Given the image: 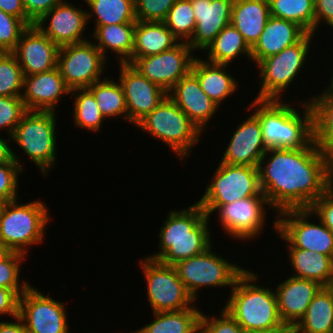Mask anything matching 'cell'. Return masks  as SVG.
I'll return each instance as SVG.
<instances>
[{"mask_svg":"<svg viewBox=\"0 0 333 333\" xmlns=\"http://www.w3.org/2000/svg\"><path fill=\"white\" fill-rule=\"evenodd\" d=\"M322 88L306 99L313 112V140L333 165V83Z\"/></svg>","mask_w":333,"mask_h":333,"instance_id":"obj_29","label":"cell"},{"mask_svg":"<svg viewBox=\"0 0 333 333\" xmlns=\"http://www.w3.org/2000/svg\"><path fill=\"white\" fill-rule=\"evenodd\" d=\"M177 0H134L137 21L163 22Z\"/></svg>","mask_w":333,"mask_h":333,"instance_id":"obj_46","label":"cell"},{"mask_svg":"<svg viewBox=\"0 0 333 333\" xmlns=\"http://www.w3.org/2000/svg\"><path fill=\"white\" fill-rule=\"evenodd\" d=\"M287 249L292 275L318 282L323 287L333 285V258L307 249Z\"/></svg>","mask_w":333,"mask_h":333,"instance_id":"obj_30","label":"cell"},{"mask_svg":"<svg viewBox=\"0 0 333 333\" xmlns=\"http://www.w3.org/2000/svg\"><path fill=\"white\" fill-rule=\"evenodd\" d=\"M230 65L212 63L195 57L191 73L198 79L204 93L219 107L239 90L238 79L230 73Z\"/></svg>","mask_w":333,"mask_h":333,"instance_id":"obj_25","label":"cell"},{"mask_svg":"<svg viewBox=\"0 0 333 333\" xmlns=\"http://www.w3.org/2000/svg\"><path fill=\"white\" fill-rule=\"evenodd\" d=\"M27 27L21 19L0 9V53L12 52Z\"/></svg>","mask_w":333,"mask_h":333,"instance_id":"obj_43","label":"cell"},{"mask_svg":"<svg viewBox=\"0 0 333 333\" xmlns=\"http://www.w3.org/2000/svg\"><path fill=\"white\" fill-rule=\"evenodd\" d=\"M4 204H5V201L0 197V213L2 211Z\"/></svg>","mask_w":333,"mask_h":333,"instance_id":"obj_56","label":"cell"},{"mask_svg":"<svg viewBox=\"0 0 333 333\" xmlns=\"http://www.w3.org/2000/svg\"><path fill=\"white\" fill-rule=\"evenodd\" d=\"M56 116L53 111H27L11 136L12 144L23 151L21 156H27L43 178L48 177L58 161Z\"/></svg>","mask_w":333,"mask_h":333,"instance_id":"obj_8","label":"cell"},{"mask_svg":"<svg viewBox=\"0 0 333 333\" xmlns=\"http://www.w3.org/2000/svg\"><path fill=\"white\" fill-rule=\"evenodd\" d=\"M333 50V49H332ZM332 68H333V66H332ZM333 71V70H332ZM330 81H331V83H333V72H332V76L330 75Z\"/></svg>","mask_w":333,"mask_h":333,"instance_id":"obj_58","label":"cell"},{"mask_svg":"<svg viewBox=\"0 0 333 333\" xmlns=\"http://www.w3.org/2000/svg\"><path fill=\"white\" fill-rule=\"evenodd\" d=\"M323 25L325 28L329 26L327 31L333 30V0H315V35L320 33Z\"/></svg>","mask_w":333,"mask_h":333,"instance_id":"obj_48","label":"cell"},{"mask_svg":"<svg viewBox=\"0 0 333 333\" xmlns=\"http://www.w3.org/2000/svg\"><path fill=\"white\" fill-rule=\"evenodd\" d=\"M108 63L91 39L59 47L57 55V67L71 90L88 88L104 79Z\"/></svg>","mask_w":333,"mask_h":333,"instance_id":"obj_14","label":"cell"},{"mask_svg":"<svg viewBox=\"0 0 333 333\" xmlns=\"http://www.w3.org/2000/svg\"><path fill=\"white\" fill-rule=\"evenodd\" d=\"M10 145H13L11 136H8V138L5 137V139L3 136H0V164L17 162L24 171L25 165H23L22 161L25 160H22L21 156H18L17 151L13 149L15 145L12 147Z\"/></svg>","mask_w":333,"mask_h":333,"instance_id":"obj_52","label":"cell"},{"mask_svg":"<svg viewBox=\"0 0 333 333\" xmlns=\"http://www.w3.org/2000/svg\"><path fill=\"white\" fill-rule=\"evenodd\" d=\"M272 17L285 19L315 34V0H268Z\"/></svg>","mask_w":333,"mask_h":333,"instance_id":"obj_38","label":"cell"},{"mask_svg":"<svg viewBox=\"0 0 333 333\" xmlns=\"http://www.w3.org/2000/svg\"><path fill=\"white\" fill-rule=\"evenodd\" d=\"M276 234L286 243L285 248L307 249L333 258V232L311 209L278 213Z\"/></svg>","mask_w":333,"mask_h":333,"instance_id":"obj_12","label":"cell"},{"mask_svg":"<svg viewBox=\"0 0 333 333\" xmlns=\"http://www.w3.org/2000/svg\"><path fill=\"white\" fill-rule=\"evenodd\" d=\"M270 17L268 0H234L230 23L252 48Z\"/></svg>","mask_w":333,"mask_h":333,"instance_id":"obj_28","label":"cell"},{"mask_svg":"<svg viewBox=\"0 0 333 333\" xmlns=\"http://www.w3.org/2000/svg\"><path fill=\"white\" fill-rule=\"evenodd\" d=\"M64 0H23L27 16L35 23Z\"/></svg>","mask_w":333,"mask_h":333,"instance_id":"obj_50","label":"cell"},{"mask_svg":"<svg viewBox=\"0 0 333 333\" xmlns=\"http://www.w3.org/2000/svg\"><path fill=\"white\" fill-rule=\"evenodd\" d=\"M197 55L187 42H179L160 54L132 58L129 64L168 93L175 84L191 72Z\"/></svg>","mask_w":333,"mask_h":333,"instance_id":"obj_16","label":"cell"},{"mask_svg":"<svg viewBox=\"0 0 333 333\" xmlns=\"http://www.w3.org/2000/svg\"><path fill=\"white\" fill-rule=\"evenodd\" d=\"M21 97H0V131L12 136L15 127L27 112ZM8 133V134H7Z\"/></svg>","mask_w":333,"mask_h":333,"instance_id":"obj_42","label":"cell"},{"mask_svg":"<svg viewBox=\"0 0 333 333\" xmlns=\"http://www.w3.org/2000/svg\"><path fill=\"white\" fill-rule=\"evenodd\" d=\"M200 206L209 218L217 214L220 228L224 230L222 233L239 242H255L260 235L263 236L267 226L266 212L269 208L274 211L266 196H251L225 205Z\"/></svg>","mask_w":333,"mask_h":333,"instance_id":"obj_10","label":"cell"},{"mask_svg":"<svg viewBox=\"0 0 333 333\" xmlns=\"http://www.w3.org/2000/svg\"><path fill=\"white\" fill-rule=\"evenodd\" d=\"M28 256L11 251L5 258L0 260V287L14 290L21 296L32 284L30 281L20 278L23 271L22 264ZM22 270V271H21Z\"/></svg>","mask_w":333,"mask_h":333,"instance_id":"obj_41","label":"cell"},{"mask_svg":"<svg viewBox=\"0 0 333 333\" xmlns=\"http://www.w3.org/2000/svg\"><path fill=\"white\" fill-rule=\"evenodd\" d=\"M24 74L11 52L0 53V97H21Z\"/></svg>","mask_w":333,"mask_h":333,"instance_id":"obj_40","label":"cell"},{"mask_svg":"<svg viewBox=\"0 0 333 333\" xmlns=\"http://www.w3.org/2000/svg\"><path fill=\"white\" fill-rule=\"evenodd\" d=\"M117 65H119L118 81L125 96L128 122L135 126L152 112L168 93L141 75L130 64L117 63Z\"/></svg>","mask_w":333,"mask_h":333,"instance_id":"obj_18","label":"cell"},{"mask_svg":"<svg viewBox=\"0 0 333 333\" xmlns=\"http://www.w3.org/2000/svg\"><path fill=\"white\" fill-rule=\"evenodd\" d=\"M204 51L205 60L212 63L230 65L240 58L241 61L247 58L252 62L251 48L231 23L216 35Z\"/></svg>","mask_w":333,"mask_h":333,"instance_id":"obj_32","label":"cell"},{"mask_svg":"<svg viewBox=\"0 0 333 333\" xmlns=\"http://www.w3.org/2000/svg\"><path fill=\"white\" fill-rule=\"evenodd\" d=\"M306 34L307 32L296 23L271 16L256 44L251 48L254 67L263 59L299 42Z\"/></svg>","mask_w":333,"mask_h":333,"instance_id":"obj_26","label":"cell"},{"mask_svg":"<svg viewBox=\"0 0 333 333\" xmlns=\"http://www.w3.org/2000/svg\"><path fill=\"white\" fill-rule=\"evenodd\" d=\"M11 250L0 240V260L5 258Z\"/></svg>","mask_w":333,"mask_h":333,"instance_id":"obj_55","label":"cell"},{"mask_svg":"<svg viewBox=\"0 0 333 333\" xmlns=\"http://www.w3.org/2000/svg\"><path fill=\"white\" fill-rule=\"evenodd\" d=\"M315 34L307 33L299 42L284 48L280 53L263 59L256 68L259 71L257 80L258 93L254 99L258 100H284L285 94L302 69H306L307 58L313 46ZM307 61V62H306ZM306 64V65H305ZM306 66V67H304ZM304 67V68H303ZM285 91V92H284ZM287 92V93H286Z\"/></svg>","mask_w":333,"mask_h":333,"instance_id":"obj_7","label":"cell"},{"mask_svg":"<svg viewBox=\"0 0 333 333\" xmlns=\"http://www.w3.org/2000/svg\"><path fill=\"white\" fill-rule=\"evenodd\" d=\"M179 42L164 22L136 21L132 58L160 54Z\"/></svg>","mask_w":333,"mask_h":333,"instance_id":"obj_31","label":"cell"},{"mask_svg":"<svg viewBox=\"0 0 333 333\" xmlns=\"http://www.w3.org/2000/svg\"><path fill=\"white\" fill-rule=\"evenodd\" d=\"M201 313L200 307L152 312V321L138 330L141 333H200Z\"/></svg>","mask_w":333,"mask_h":333,"instance_id":"obj_34","label":"cell"},{"mask_svg":"<svg viewBox=\"0 0 333 333\" xmlns=\"http://www.w3.org/2000/svg\"><path fill=\"white\" fill-rule=\"evenodd\" d=\"M258 171L261 191L274 210L275 234L278 213L310 209L333 185V165L314 140L299 149H268Z\"/></svg>","mask_w":333,"mask_h":333,"instance_id":"obj_1","label":"cell"},{"mask_svg":"<svg viewBox=\"0 0 333 333\" xmlns=\"http://www.w3.org/2000/svg\"><path fill=\"white\" fill-rule=\"evenodd\" d=\"M30 285L19 297V316L28 333H71L68 306ZM67 307V308H66Z\"/></svg>","mask_w":333,"mask_h":333,"instance_id":"obj_15","label":"cell"},{"mask_svg":"<svg viewBox=\"0 0 333 333\" xmlns=\"http://www.w3.org/2000/svg\"><path fill=\"white\" fill-rule=\"evenodd\" d=\"M35 25L59 47L81 43L91 38L90 33L88 36L85 34V31H88L87 9L67 0L45 13Z\"/></svg>","mask_w":333,"mask_h":333,"instance_id":"obj_17","label":"cell"},{"mask_svg":"<svg viewBox=\"0 0 333 333\" xmlns=\"http://www.w3.org/2000/svg\"><path fill=\"white\" fill-rule=\"evenodd\" d=\"M118 333V332H117ZM119 333H123V332H119ZM129 333H141L138 329L134 330V331H130Z\"/></svg>","mask_w":333,"mask_h":333,"instance_id":"obj_57","label":"cell"},{"mask_svg":"<svg viewBox=\"0 0 333 333\" xmlns=\"http://www.w3.org/2000/svg\"><path fill=\"white\" fill-rule=\"evenodd\" d=\"M135 26L136 23L94 25L90 32L91 39L108 62V55L112 53L119 64H129L134 48Z\"/></svg>","mask_w":333,"mask_h":333,"instance_id":"obj_27","label":"cell"},{"mask_svg":"<svg viewBox=\"0 0 333 333\" xmlns=\"http://www.w3.org/2000/svg\"><path fill=\"white\" fill-rule=\"evenodd\" d=\"M0 333H28L23 319L18 315L9 320L0 321Z\"/></svg>","mask_w":333,"mask_h":333,"instance_id":"obj_53","label":"cell"},{"mask_svg":"<svg viewBox=\"0 0 333 333\" xmlns=\"http://www.w3.org/2000/svg\"><path fill=\"white\" fill-rule=\"evenodd\" d=\"M168 97L203 133L219 112L216 105L201 89L198 79L190 72L168 92Z\"/></svg>","mask_w":333,"mask_h":333,"instance_id":"obj_23","label":"cell"},{"mask_svg":"<svg viewBox=\"0 0 333 333\" xmlns=\"http://www.w3.org/2000/svg\"><path fill=\"white\" fill-rule=\"evenodd\" d=\"M58 51L59 46L34 24L22 32L11 53L16 57L24 76H30L57 67Z\"/></svg>","mask_w":333,"mask_h":333,"instance_id":"obj_19","label":"cell"},{"mask_svg":"<svg viewBox=\"0 0 333 333\" xmlns=\"http://www.w3.org/2000/svg\"><path fill=\"white\" fill-rule=\"evenodd\" d=\"M167 213L163 225L158 229L159 251L146 255L148 258L175 265L183 259L203 253L213 245L212 223H209L212 219L197 202L180 210L169 209Z\"/></svg>","mask_w":333,"mask_h":333,"instance_id":"obj_2","label":"cell"},{"mask_svg":"<svg viewBox=\"0 0 333 333\" xmlns=\"http://www.w3.org/2000/svg\"><path fill=\"white\" fill-rule=\"evenodd\" d=\"M19 295L12 289L0 287V316L14 318L19 315ZM0 320H4L1 318Z\"/></svg>","mask_w":333,"mask_h":333,"instance_id":"obj_49","label":"cell"},{"mask_svg":"<svg viewBox=\"0 0 333 333\" xmlns=\"http://www.w3.org/2000/svg\"><path fill=\"white\" fill-rule=\"evenodd\" d=\"M73 96L72 118L74 127L87 129L89 132H100L103 123L106 122L96 103L95 97L88 88H77L71 90Z\"/></svg>","mask_w":333,"mask_h":333,"instance_id":"obj_37","label":"cell"},{"mask_svg":"<svg viewBox=\"0 0 333 333\" xmlns=\"http://www.w3.org/2000/svg\"><path fill=\"white\" fill-rule=\"evenodd\" d=\"M139 267L144 274L146 296L152 312L178 311L196 306V301L179 279L174 265H167L148 258L140 259Z\"/></svg>","mask_w":333,"mask_h":333,"instance_id":"obj_11","label":"cell"},{"mask_svg":"<svg viewBox=\"0 0 333 333\" xmlns=\"http://www.w3.org/2000/svg\"><path fill=\"white\" fill-rule=\"evenodd\" d=\"M88 89L94 95L98 108L106 121L110 118H121L128 123L125 96L118 79L115 80L108 74Z\"/></svg>","mask_w":333,"mask_h":333,"instance_id":"obj_36","label":"cell"},{"mask_svg":"<svg viewBox=\"0 0 333 333\" xmlns=\"http://www.w3.org/2000/svg\"><path fill=\"white\" fill-rule=\"evenodd\" d=\"M218 315H206L203 310L200 318V333H245L243 328L222 307Z\"/></svg>","mask_w":333,"mask_h":333,"instance_id":"obj_44","label":"cell"},{"mask_svg":"<svg viewBox=\"0 0 333 333\" xmlns=\"http://www.w3.org/2000/svg\"><path fill=\"white\" fill-rule=\"evenodd\" d=\"M310 209L333 232V185L312 204Z\"/></svg>","mask_w":333,"mask_h":333,"instance_id":"obj_47","label":"cell"},{"mask_svg":"<svg viewBox=\"0 0 333 333\" xmlns=\"http://www.w3.org/2000/svg\"><path fill=\"white\" fill-rule=\"evenodd\" d=\"M288 276L276 283L275 292L283 323L294 327L305 315L310 302L323 286L312 280Z\"/></svg>","mask_w":333,"mask_h":333,"instance_id":"obj_24","label":"cell"},{"mask_svg":"<svg viewBox=\"0 0 333 333\" xmlns=\"http://www.w3.org/2000/svg\"><path fill=\"white\" fill-rule=\"evenodd\" d=\"M94 25L136 23L134 0H82ZM95 18V19H94Z\"/></svg>","mask_w":333,"mask_h":333,"instance_id":"obj_35","label":"cell"},{"mask_svg":"<svg viewBox=\"0 0 333 333\" xmlns=\"http://www.w3.org/2000/svg\"><path fill=\"white\" fill-rule=\"evenodd\" d=\"M213 173L196 201L199 205H225L251 196H265L259 183L258 167L219 162Z\"/></svg>","mask_w":333,"mask_h":333,"instance_id":"obj_13","label":"cell"},{"mask_svg":"<svg viewBox=\"0 0 333 333\" xmlns=\"http://www.w3.org/2000/svg\"><path fill=\"white\" fill-rule=\"evenodd\" d=\"M255 272L247 268L236 279L222 306L245 332L269 329L283 323L273 285L262 286L258 282L262 274Z\"/></svg>","mask_w":333,"mask_h":333,"instance_id":"obj_4","label":"cell"},{"mask_svg":"<svg viewBox=\"0 0 333 333\" xmlns=\"http://www.w3.org/2000/svg\"><path fill=\"white\" fill-rule=\"evenodd\" d=\"M163 22L180 42H188L196 28L191 0H177Z\"/></svg>","mask_w":333,"mask_h":333,"instance_id":"obj_39","label":"cell"},{"mask_svg":"<svg viewBox=\"0 0 333 333\" xmlns=\"http://www.w3.org/2000/svg\"><path fill=\"white\" fill-rule=\"evenodd\" d=\"M293 333H333V285L319 290Z\"/></svg>","mask_w":333,"mask_h":333,"instance_id":"obj_33","label":"cell"},{"mask_svg":"<svg viewBox=\"0 0 333 333\" xmlns=\"http://www.w3.org/2000/svg\"><path fill=\"white\" fill-rule=\"evenodd\" d=\"M191 3L196 28L187 43L195 52L203 53L216 35L230 24L234 0H191Z\"/></svg>","mask_w":333,"mask_h":333,"instance_id":"obj_22","label":"cell"},{"mask_svg":"<svg viewBox=\"0 0 333 333\" xmlns=\"http://www.w3.org/2000/svg\"><path fill=\"white\" fill-rule=\"evenodd\" d=\"M287 101L253 99L248 103V108H245L249 112L252 110L259 119L262 139L267 149H299L313 140V112L310 103L306 99L293 105Z\"/></svg>","mask_w":333,"mask_h":333,"instance_id":"obj_3","label":"cell"},{"mask_svg":"<svg viewBox=\"0 0 333 333\" xmlns=\"http://www.w3.org/2000/svg\"><path fill=\"white\" fill-rule=\"evenodd\" d=\"M0 9L21 19L27 26L35 23L27 16L23 0H0Z\"/></svg>","mask_w":333,"mask_h":333,"instance_id":"obj_51","label":"cell"},{"mask_svg":"<svg viewBox=\"0 0 333 333\" xmlns=\"http://www.w3.org/2000/svg\"><path fill=\"white\" fill-rule=\"evenodd\" d=\"M70 93L71 89L58 67H55L46 72L24 76L21 99L28 111L57 112L60 101Z\"/></svg>","mask_w":333,"mask_h":333,"instance_id":"obj_21","label":"cell"},{"mask_svg":"<svg viewBox=\"0 0 333 333\" xmlns=\"http://www.w3.org/2000/svg\"><path fill=\"white\" fill-rule=\"evenodd\" d=\"M20 200L5 202L0 213V240L11 251L28 256L30 247L41 245L46 239L52 217L45 201Z\"/></svg>","mask_w":333,"mask_h":333,"instance_id":"obj_5","label":"cell"},{"mask_svg":"<svg viewBox=\"0 0 333 333\" xmlns=\"http://www.w3.org/2000/svg\"><path fill=\"white\" fill-rule=\"evenodd\" d=\"M24 172L17 162L0 164V197L5 202L20 198L18 177Z\"/></svg>","mask_w":333,"mask_h":333,"instance_id":"obj_45","label":"cell"},{"mask_svg":"<svg viewBox=\"0 0 333 333\" xmlns=\"http://www.w3.org/2000/svg\"><path fill=\"white\" fill-rule=\"evenodd\" d=\"M235 263L216 253L214 245H211L203 253L183 259L174 267L189 294L199 302L202 288H233L236 279L246 270V266Z\"/></svg>","mask_w":333,"mask_h":333,"instance_id":"obj_9","label":"cell"},{"mask_svg":"<svg viewBox=\"0 0 333 333\" xmlns=\"http://www.w3.org/2000/svg\"><path fill=\"white\" fill-rule=\"evenodd\" d=\"M236 129L232 131V136L228 140L227 146L221 157L224 164L246 165L258 167L263 155L268 150L262 139V128L259 119L249 113Z\"/></svg>","mask_w":333,"mask_h":333,"instance_id":"obj_20","label":"cell"},{"mask_svg":"<svg viewBox=\"0 0 333 333\" xmlns=\"http://www.w3.org/2000/svg\"><path fill=\"white\" fill-rule=\"evenodd\" d=\"M245 333H293V327L289 324L282 323L281 325L275 326L273 328Z\"/></svg>","mask_w":333,"mask_h":333,"instance_id":"obj_54","label":"cell"},{"mask_svg":"<svg viewBox=\"0 0 333 333\" xmlns=\"http://www.w3.org/2000/svg\"><path fill=\"white\" fill-rule=\"evenodd\" d=\"M135 127L165 143L181 160V164L191 155L194 147L201 143L202 135H205L168 96Z\"/></svg>","mask_w":333,"mask_h":333,"instance_id":"obj_6","label":"cell"}]
</instances>
